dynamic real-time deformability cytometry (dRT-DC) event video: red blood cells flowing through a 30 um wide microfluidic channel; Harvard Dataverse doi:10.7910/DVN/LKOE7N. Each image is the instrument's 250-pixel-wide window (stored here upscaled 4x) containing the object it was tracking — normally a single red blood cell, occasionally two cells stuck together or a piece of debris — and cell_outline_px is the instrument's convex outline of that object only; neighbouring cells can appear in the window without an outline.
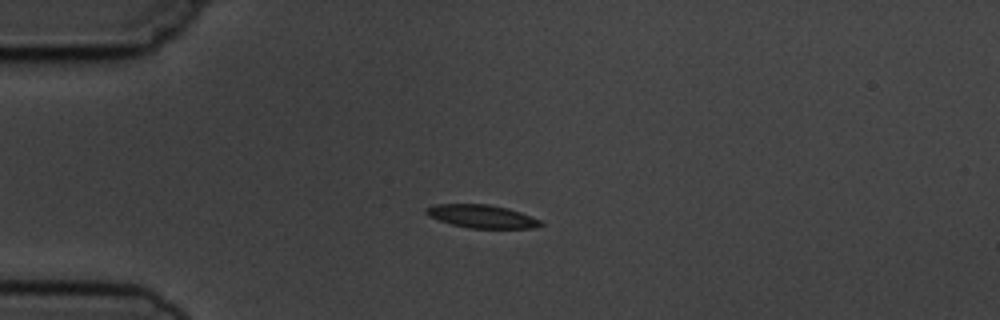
{"species": "common noctule bat (a hibernating species)", "species_latin": "Nyctalus noctula", "temperature_condition": "cold", "stored_images_in_passage": 7, "camera_frame_rate_fps": 3000, "um_per_image_px": 0.085, "animal": {"sex": "male", "body_mass_g": 19.5, "forearm_length_mm": 54.6}, "frame": {"image": 1, "passage_image": 3, "time_ms": 2.333, "image_size_px": [1000, 320], "cell_outline_px": [[544, 224], [536, 228], [468, 228], [452, 224], [428, 216], [424, 212], [424, 208], [436, 204], [488, 204], [508, 208], [520, 212], [540, 220]], "centroid_in_image_um": [40.94, 18.39], "position_along_channel_um": 44.1, "area_um2": 15.43}}
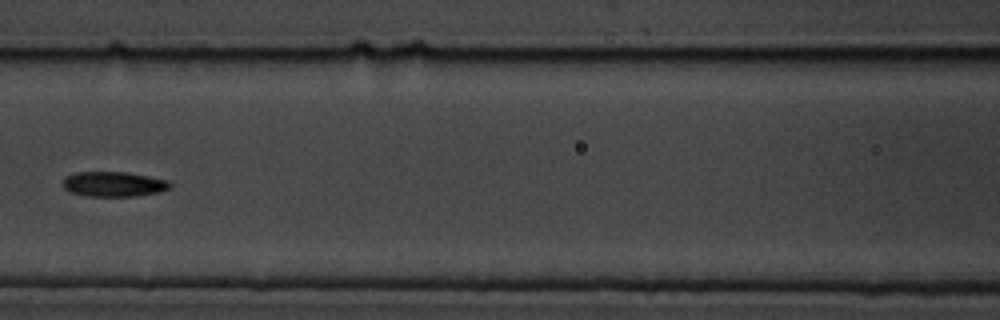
{"frame": {"image": 2, "passage_image": 6, "time_ms": 6.0, "image_size_px": [1000, 320], "cell_outline_px": [[172, 188], [160, 192], [136, 196], [88, 196], [72, 192], [64, 188], [60, 184], [64, 176], [76, 172], [128, 172], [168, 180], [172, 184]], "centroid_in_image_um": [9.66, 15.64], "position_along_channel_um": 156.9, "area_um2": 15.84}}
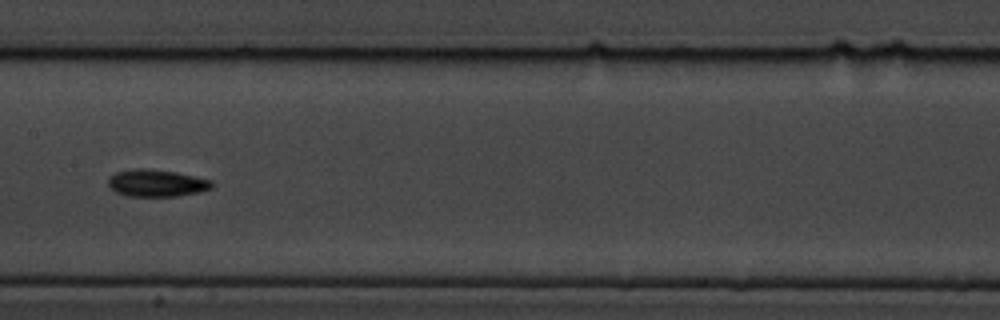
{"frame": {"image": 3, "passage_image": 7, "time_ms": 7.0, "image_size_px": [1000, 320], "cell_outline_px": [[212, 188], [200, 192], [176, 196], [128, 196], [116, 192], [108, 184], [108, 176], [116, 172], [136, 168], [144, 168], [176, 172], [212, 180]], "centroid_in_image_um": [13.3, 15.56], "position_along_channel_um": 194.1, "area_um2": 16.36}}